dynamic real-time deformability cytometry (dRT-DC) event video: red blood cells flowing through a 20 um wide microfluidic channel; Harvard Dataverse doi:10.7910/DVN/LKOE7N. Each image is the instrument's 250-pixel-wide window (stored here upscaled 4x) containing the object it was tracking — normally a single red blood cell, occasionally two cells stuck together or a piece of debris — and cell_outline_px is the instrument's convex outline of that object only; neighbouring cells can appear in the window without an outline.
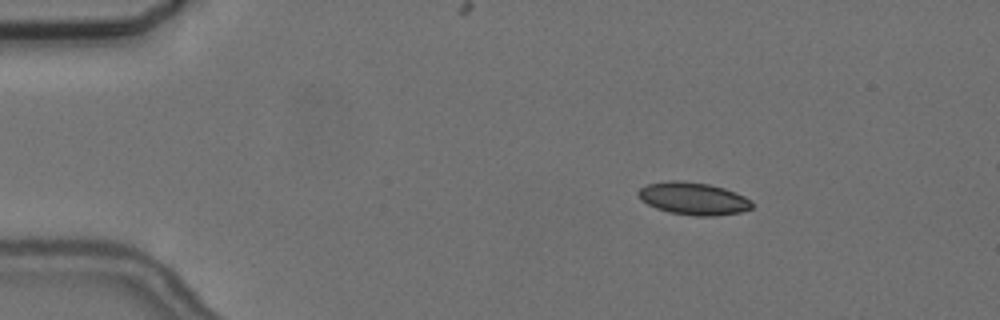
{"species": "common noctule bat (a hibernating species)", "species_latin": "Nyctalus noctula", "temperature_condition": "cold", "stored_images_in_passage": 4, "camera_frame_rate_fps": 3000, "um_per_image_px": 0.085, "animal": {"sex": "female", "body_mass_g": 24.6, "forearm_length_mm": 56.2}, "frame": {"image": 1, "passage_image": 2, "time_ms": 2.0, "image_size_px": [1000, 320], "cell_outline_px": [[752, 208], [740, 212], [716, 216], [696, 216], [668, 212], [656, 208], [640, 200], [636, 192], [640, 188], [648, 184], [668, 180], [680, 180], [708, 184], [724, 188], [744, 196], [752, 200]], "centroid_in_image_um": [58.91, 16.88], "position_along_channel_um": 26.1, "area_um2": 21.62}}